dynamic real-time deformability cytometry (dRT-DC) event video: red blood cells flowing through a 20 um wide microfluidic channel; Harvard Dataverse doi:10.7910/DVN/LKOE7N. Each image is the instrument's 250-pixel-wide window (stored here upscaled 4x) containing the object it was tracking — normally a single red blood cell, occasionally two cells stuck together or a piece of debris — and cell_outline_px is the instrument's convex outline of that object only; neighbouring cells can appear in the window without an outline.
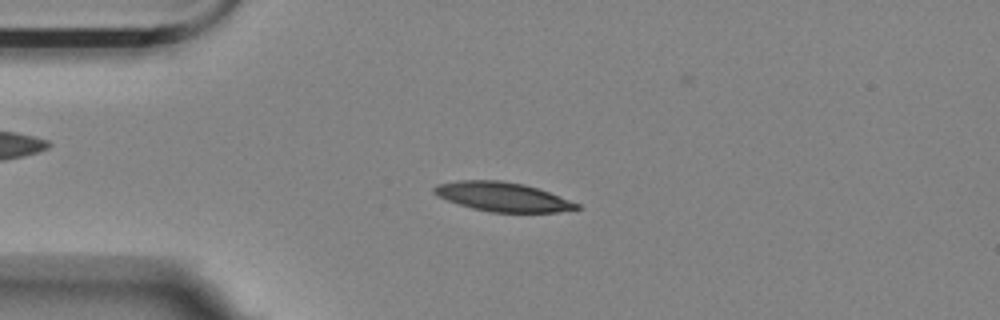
{"species": "Egyptian fruit bat (a non-hibernating species)", "species_latin": "Rousettus aegyptiacus", "temperature_condition": "room temperature", "stored_images_in_passage": 54, "camera_frame_rate_fps": 3000, "um_per_image_px": 0.085, "animal": {"sex": "female"}, "frame": {"image": 1, "passage_image": 12, "time_ms": 3.667, "image_size_px": [1000, 320], "cell_outline_px": [[580, 208], [556, 212], [488, 212], [472, 208], [448, 200], [432, 192], [432, 188], [436, 184], [456, 180], [500, 180], [524, 184], [548, 192], [580, 204]], "centroid_in_image_um": [42.68, 16.72], "position_along_channel_um": 42.3, "area_um2": 24.04}}
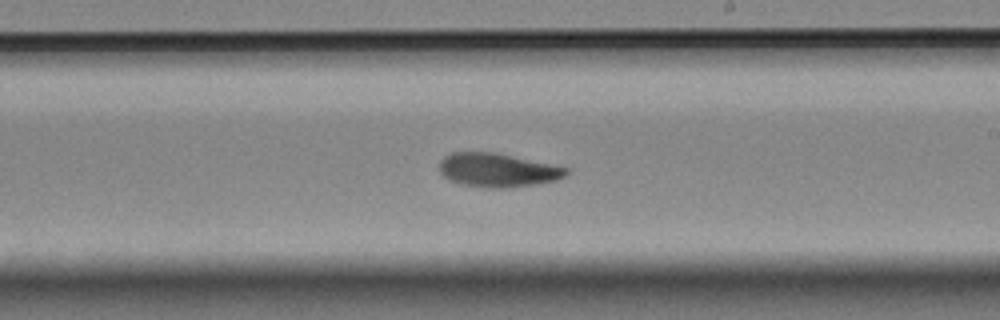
{"frame": {"image": 2, "passage_image": 31, "time_ms": 10.0, "image_size_px": [1000, 320], "cell_outline_px": [[572, 168], [568, 176], [556, 180], [532, 184], [504, 188], [488, 188], [460, 184], [444, 176], [440, 172], [440, 160], [444, 156], [452, 152], [492, 152]], "centroid_in_image_um": [42.33, 14.45], "position_along_channel_um": 246.7, "area_um2": 24.91}}
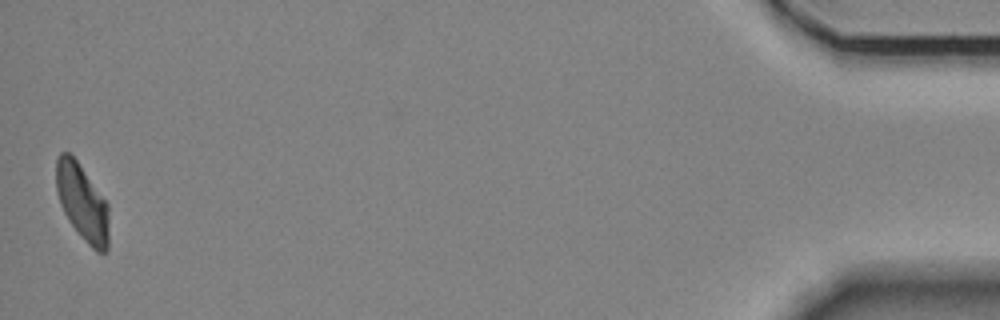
{"frame": {"image": 3, "passage_image": 54, "time_ms": 17.667, "image_size_px": [1000, 320], "cell_outline_px": [[108, 248], [104, 252], [96, 252], [88, 244], [68, 220], [60, 204], [56, 188], [56, 156], [60, 152], [68, 152], [76, 160], [108, 204]], "centroid_in_image_um": [6.98, 17.2], "position_along_channel_um": 428.2, "area_um2": 23.24}, "authors_computed_cell_mechanics": {"area_um2": 24.5072, "velocity_mm_per_s": 3.5539, "shape_relaxation_time_tau1_ms": 7.918, "shape_relaxation_time_tau2_ms": null, "deformation_change_tau1": 0.2117, "deformation_change_tau2": null}}